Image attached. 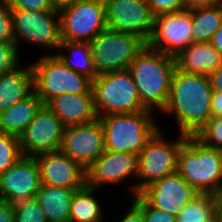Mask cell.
<instances>
[{"mask_svg":"<svg viewBox=\"0 0 222 222\" xmlns=\"http://www.w3.org/2000/svg\"><path fill=\"white\" fill-rule=\"evenodd\" d=\"M40 185V170L35 157L22 155L0 175V200L13 205L35 198Z\"/></svg>","mask_w":222,"mask_h":222,"instance_id":"9a60e30c","label":"cell"},{"mask_svg":"<svg viewBox=\"0 0 222 222\" xmlns=\"http://www.w3.org/2000/svg\"><path fill=\"white\" fill-rule=\"evenodd\" d=\"M92 91L98 117L106 114H128L145 110L128 69L98 75L92 80Z\"/></svg>","mask_w":222,"mask_h":222,"instance_id":"5b68a950","label":"cell"},{"mask_svg":"<svg viewBox=\"0 0 222 222\" xmlns=\"http://www.w3.org/2000/svg\"><path fill=\"white\" fill-rule=\"evenodd\" d=\"M138 155L105 150L86 170L85 185L99 190L101 185L122 183L137 176Z\"/></svg>","mask_w":222,"mask_h":222,"instance_id":"2e32d148","label":"cell"},{"mask_svg":"<svg viewBox=\"0 0 222 222\" xmlns=\"http://www.w3.org/2000/svg\"><path fill=\"white\" fill-rule=\"evenodd\" d=\"M65 126L45 105L19 136L22 155L35 156L44 152L59 151Z\"/></svg>","mask_w":222,"mask_h":222,"instance_id":"5bb4252c","label":"cell"},{"mask_svg":"<svg viewBox=\"0 0 222 222\" xmlns=\"http://www.w3.org/2000/svg\"><path fill=\"white\" fill-rule=\"evenodd\" d=\"M60 151L86 170L105 151L104 131L99 118L65 127Z\"/></svg>","mask_w":222,"mask_h":222,"instance_id":"4fadbf2b","label":"cell"},{"mask_svg":"<svg viewBox=\"0 0 222 222\" xmlns=\"http://www.w3.org/2000/svg\"><path fill=\"white\" fill-rule=\"evenodd\" d=\"M97 189L84 185L76 190L70 208V222H102L103 211L93 194Z\"/></svg>","mask_w":222,"mask_h":222,"instance_id":"484cf974","label":"cell"},{"mask_svg":"<svg viewBox=\"0 0 222 222\" xmlns=\"http://www.w3.org/2000/svg\"><path fill=\"white\" fill-rule=\"evenodd\" d=\"M192 27V10L159 14L147 46L175 57L193 43Z\"/></svg>","mask_w":222,"mask_h":222,"instance_id":"8fae6325","label":"cell"},{"mask_svg":"<svg viewBox=\"0 0 222 222\" xmlns=\"http://www.w3.org/2000/svg\"><path fill=\"white\" fill-rule=\"evenodd\" d=\"M210 43L213 45V47L220 53L222 56V25L219 27V29L215 32L213 35Z\"/></svg>","mask_w":222,"mask_h":222,"instance_id":"60d3db41","label":"cell"},{"mask_svg":"<svg viewBox=\"0 0 222 222\" xmlns=\"http://www.w3.org/2000/svg\"><path fill=\"white\" fill-rule=\"evenodd\" d=\"M0 42H15L12 13L5 0H0Z\"/></svg>","mask_w":222,"mask_h":222,"instance_id":"d6a6232c","label":"cell"},{"mask_svg":"<svg viewBox=\"0 0 222 222\" xmlns=\"http://www.w3.org/2000/svg\"><path fill=\"white\" fill-rule=\"evenodd\" d=\"M210 222H218L216 216Z\"/></svg>","mask_w":222,"mask_h":222,"instance_id":"ee69618b","label":"cell"},{"mask_svg":"<svg viewBox=\"0 0 222 222\" xmlns=\"http://www.w3.org/2000/svg\"><path fill=\"white\" fill-rule=\"evenodd\" d=\"M43 102L33 92L26 99L0 113V133L19 137L43 106Z\"/></svg>","mask_w":222,"mask_h":222,"instance_id":"7402d4cb","label":"cell"},{"mask_svg":"<svg viewBox=\"0 0 222 222\" xmlns=\"http://www.w3.org/2000/svg\"><path fill=\"white\" fill-rule=\"evenodd\" d=\"M34 92L45 105L61 94H86L92 80L65 66L55 55H44L31 64Z\"/></svg>","mask_w":222,"mask_h":222,"instance_id":"8992f818","label":"cell"},{"mask_svg":"<svg viewBox=\"0 0 222 222\" xmlns=\"http://www.w3.org/2000/svg\"><path fill=\"white\" fill-rule=\"evenodd\" d=\"M0 222H15L13 205L0 200Z\"/></svg>","mask_w":222,"mask_h":222,"instance_id":"8d00e7d4","label":"cell"},{"mask_svg":"<svg viewBox=\"0 0 222 222\" xmlns=\"http://www.w3.org/2000/svg\"><path fill=\"white\" fill-rule=\"evenodd\" d=\"M44 185L79 190L85 185V169L60 150L34 156Z\"/></svg>","mask_w":222,"mask_h":222,"instance_id":"ac0fdd59","label":"cell"},{"mask_svg":"<svg viewBox=\"0 0 222 222\" xmlns=\"http://www.w3.org/2000/svg\"><path fill=\"white\" fill-rule=\"evenodd\" d=\"M53 9L60 11L61 9L71 6L78 0H49Z\"/></svg>","mask_w":222,"mask_h":222,"instance_id":"b9f144b4","label":"cell"},{"mask_svg":"<svg viewBox=\"0 0 222 222\" xmlns=\"http://www.w3.org/2000/svg\"><path fill=\"white\" fill-rule=\"evenodd\" d=\"M47 106L65 127L98 119L92 88L86 94H61L50 99Z\"/></svg>","mask_w":222,"mask_h":222,"instance_id":"d6986e66","label":"cell"},{"mask_svg":"<svg viewBox=\"0 0 222 222\" xmlns=\"http://www.w3.org/2000/svg\"><path fill=\"white\" fill-rule=\"evenodd\" d=\"M76 190L41 184L36 199L48 222H70L69 214Z\"/></svg>","mask_w":222,"mask_h":222,"instance_id":"603a6c76","label":"cell"},{"mask_svg":"<svg viewBox=\"0 0 222 222\" xmlns=\"http://www.w3.org/2000/svg\"><path fill=\"white\" fill-rule=\"evenodd\" d=\"M10 9H23L28 11H57L49 0H5Z\"/></svg>","mask_w":222,"mask_h":222,"instance_id":"e575fe53","label":"cell"},{"mask_svg":"<svg viewBox=\"0 0 222 222\" xmlns=\"http://www.w3.org/2000/svg\"><path fill=\"white\" fill-rule=\"evenodd\" d=\"M146 110L156 107L162 112L167 103L171 81L176 70L175 57L147 45L130 64L129 69Z\"/></svg>","mask_w":222,"mask_h":222,"instance_id":"7a4b0ae2","label":"cell"},{"mask_svg":"<svg viewBox=\"0 0 222 222\" xmlns=\"http://www.w3.org/2000/svg\"><path fill=\"white\" fill-rule=\"evenodd\" d=\"M162 133L159 129L138 155L136 177L140 182L130 187L133 196L157 180L177 171L178 153L186 142V135L179 134L177 140L169 142L164 140Z\"/></svg>","mask_w":222,"mask_h":222,"instance_id":"52a82bcc","label":"cell"},{"mask_svg":"<svg viewBox=\"0 0 222 222\" xmlns=\"http://www.w3.org/2000/svg\"><path fill=\"white\" fill-rule=\"evenodd\" d=\"M151 114V111L145 109L136 113L100 116L105 150L139 155L146 143L160 129Z\"/></svg>","mask_w":222,"mask_h":222,"instance_id":"277c9868","label":"cell"},{"mask_svg":"<svg viewBox=\"0 0 222 222\" xmlns=\"http://www.w3.org/2000/svg\"><path fill=\"white\" fill-rule=\"evenodd\" d=\"M193 43H210L213 35L222 25V2L192 10Z\"/></svg>","mask_w":222,"mask_h":222,"instance_id":"d4e9b609","label":"cell"},{"mask_svg":"<svg viewBox=\"0 0 222 222\" xmlns=\"http://www.w3.org/2000/svg\"><path fill=\"white\" fill-rule=\"evenodd\" d=\"M154 16L163 13H176L185 10L183 0H147Z\"/></svg>","mask_w":222,"mask_h":222,"instance_id":"836d02e7","label":"cell"},{"mask_svg":"<svg viewBox=\"0 0 222 222\" xmlns=\"http://www.w3.org/2000/svg\"><path fill=\"white\" fill-rule=\"evenodd\" d=\"M177 172L199 194H222V150L187 136L178 153Z\"/></svg>","mask_w":222,"mask_h":222,"instance_id":"3957f363","label":"cell"},{"mask_svg":"<svg viewBox=\"0 0 222 222\" xmlns=\"http://www.w3.org/2000/svg\"><path fill=\"white\" fill-rule=\"evenodd\" d=\"M22 157L19 137L0 133V175Z\"/></svg>","mask_w":222,"mask_h":222,"instance_id":"83f0119b","label":"cell"},{"mask_svg":"<svg viewBox=\"0 0 222 222\" xmlns=\"http://www.w3.org/2000/svg\"><path fill=\"white\" fill-rule=\"evenodd\" d=\"M107 29L139 36L146 43L151 37L154 15L147 0H104Z\"/></svg>","mask_w":222,"mask_h":222,"instance_id":"7c38bea8","label":"cell"},{"mask_svg":"<svg viewBox=\"0 0 222 222\" xmlns=\"http://www.w3.org/2000/svg\"><path fill=\"white\" fill-rule=\"evenodd\" d=\"M133 200L142 208L145 222H176V216L152 207L140 194L135 195Z\"/></svg>","mask_w":222,"mask_h":222,"instance_id":"1f68e13d","label":"cell"},{"mask_svg":"<svg viewBox=\"0 0 222 222\" xmlns=\"http://www.w3.org/2000/svg\"><path fill=\"white\" fill-rule=\"evenodd\" d=\"M91 56L98 75L127 70L147 43L137 35L106 29L91 42Z\"/></svg>","mask_w":222,"mask_h":222,"instance_id":"ba28073f","label":"cell"},{"mask_svg":"<svg viewBox=\"0 0 222 222\" xmlns=\"http://www.w3.org/2000/svg\"><path fill=\"white\" fill-rule=\"evenodd\" d=\"M196 137L207 146L222 150V117H211Z\"/></svg>","mask_w":222,"mask_h":222,"instance_id":"f546056e","label":"cell"},{"mask_svg":"<svg viewBox=\"0 0 222 222\" xmlns=\"http://www.w3.org/2000/svg\"><path fill=\"white\" fill-rule=\"evenodd\" d=\"M216 219L218 222H222V194L217 196Z\"/></svg>","mask_w":222,"mask_h":222,"instance_id":"7bdbcfd3","label":"cell"},{"mask_svg":"<svg viewBox=\"0 0 222 222\" xmlns=\"http://www.w3.org/2000/svg\"><path fill=\"white\" fill-rule=\"evenodd\" d=\"M34 92L31 65L16 66L0 76V113L26 99Z\"/></svg>","mask_w":222,"mask_h":222,"instance_id":"44dd1931","label":"cell"},{"mask_svg":"<svg viewBox=\"0 0 222 222\" xmlns=\"http://www.w3.org/2000/svg\"><path fill=\"white\" fill-rule=\"evenodd\" d=\"M19 53L15 42H0V76L20 64Z\"/></svg>","mask_w":222,"mask_h":222,"instance_id":"4dcf8cb0","label":"cell"},{"mask_svg":"<svg viewBox=\"0 0 222 222\" xmlns=\"http://www.w3.org/2000/svg\"><path fill=\"white\" fill-rule=\"evenodd\" d=\"M185 10L204 8L221 3L222 0H183Z\"/></svg>","mask_w":222,"mask_h":222,"instance_id":"74e56055","label":"cell"},{"mask_svg":"<svg viewBox=\"0 0 222 222\" xmlns=\"http://www.w3.org/2000/svg\"><path fill=\"white\" fill-rule=\"evenodd\" d=\"M208 78L213 91L222 92V65L212 72Z\"/></svg>","mask_w":222,"mask_h":222,"instance_id":"ab89813d","label":"cell"},{"mask_svg":"<svg viewBox=\"0 0 222 222\" xmlns=\"http://www.w3.org/2000/svg\"><path fill=\"white\" fill-rule=\"evenodd\" d=\"M64 50L69 51L72 57L75 56L78 60H71L72 57H69L70 54L63 53ZM49 55H55L65 66L87 76L91 80H94L98 76L92 60L89 42H69L62 40L58 48V54L51 53Z\"/></svg>","mask_w":222,"mask_h":222,"instance_id":"cb8c5ba5","label":"cell"},{"mask_svg":"<svg viewBox=\"0 0 222 222\" xmlns=\"http://www.w3.org/2000/svg\"><path fill=\"white\" fill-rule=\"evenodd\" d=\"M59 15L61 40L91 42L107 29L104 0H78Z\"/></svg>","mask_w":222,"mask_h":222,"instance_id":"9c48e42d","label":"cell"},{"mask_svg":"<svg viewBox=\"0 0 222 222\" xmlns=\"http://www.w3.org/2000/svg\"><path fill=\"white\" fill-rule=\"evenodd\" d=\"M211 117H222V92L212 93Z\"/></svg>","mask_w":222,"mask_h":222,"instance_id":"f35d334b","label":"cell"},{"mask_svg":"<svg viewBox=\"0 0 222 222\" xmlns=\"http://www.w3.org/2000/svg\"><path fill=\"white\" fill-rule=\"evenodd\" d=\"M213 89L207 76L176 68L163 113L174 114L179 134L196 136L211 118Z\"/></svg>","mask_w":222,"mask_h":222,"instance_id":"6da1fadb","label":"cell"},{"mask_svg":"<svg viewBox=\"0 0 222 222\" xmlns=\"http://www.w3.org/2000/svg\"><path fill=\"white\" fill-rule=\"evenodd\" d=\"M119 222H145L142 208L133 200L130 210Z\"/></svg>","mask_w":222,"mask_h":222,"instance_id":"d590c367","label":"cell"},{"mask_svg":"<svg viewBox=\"0 0 222 222\" xmlns=\"http://www.w3.org/2000/svg\"><path fill=\"white\" fill-rule=\"evenodd\" d=\"M11 13L14 40L18 50L20 40L53 48L55 51L59 48L62 41L59 11L11 9Z\"/></svg>","mask_w":222,"mask_h":222,"instance_id":"30bf717a","label":"cell"},{"mask_svg":"<svg viewBox=\"0 0 222 222\" xmlns=\"http://www.w3.org/2000/svg\"><path fill=\"white\" fill-rule=\"evenodd\" d=\"M176 68L188 74L209 76L220 65L222 56L211 43H192L175 56Z\"/></svg>","mask_w":222,"mask_h":222,"instance_id":"ffe728a7","label":"cell"},{"mask_svg":"<svg viewBox=\"0 0 222 222\" xmlns=\"http://www.w3.org/2000/svg\"><path fill=\"white\" fill-rule=\"evenodd\" d=\"M15 222H48L36 198L13 204Z\"/></svg>","mask_w":222,"mask_h":222,"instance_id":"f1b7e54d","label":"cell"},{"mask_svg":"<svg viewBox=\"0 0 222 222\" xmlns=\"http://www.w3.org/2000/svg\"><path fill=\"white\" fill-rule=\"evenodd\" d=\"M152 207L177 216L199 194L177 172L150 184L139 193Z\"/></svg>","mask_w":222,"mask_h":222,"instance_id":"e0dca14e","label":"cell"},{"mask_svg":"<svg viewBox=\"0 0 222 222\" xmlns=\"http://www.w3.org/2000/svg\"><path fill=\"white\" fill-rule=\"evenodd\" d=\"M217 196L197 194L176 216V222H210L216 216Z\"/></svg>","mask_w":222,"mask_h":222,"instance_id":"4316f807","label":"cell"}]
</instances>
